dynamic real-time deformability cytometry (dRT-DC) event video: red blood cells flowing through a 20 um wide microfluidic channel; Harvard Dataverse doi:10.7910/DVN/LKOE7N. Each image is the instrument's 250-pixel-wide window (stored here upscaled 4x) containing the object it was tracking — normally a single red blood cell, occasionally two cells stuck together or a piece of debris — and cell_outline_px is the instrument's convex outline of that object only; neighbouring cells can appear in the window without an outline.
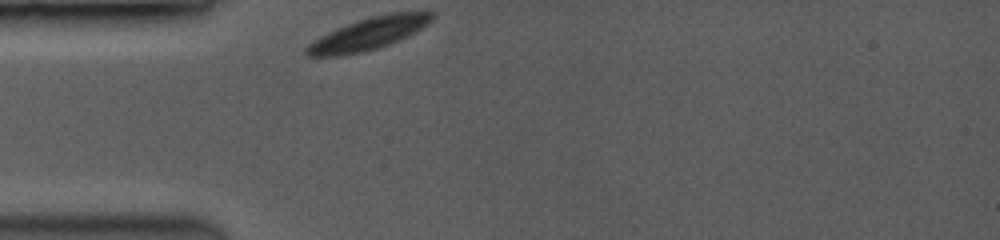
{"species": "common noctule bat (a hibernating species)", "species_latin": "Nyctalus noctula", "temperature_condition": "room temperature", "stored_images_in_passage": 29, "camera_frame_rate_fps": 3500, "um_per_image_px": 0.085, "animal": {"sex": "female", "body_mass_g": 19.0, "forearm_length_mm": 53.3}, "frame": {"image": 1, "passage_image": 1, "time_ms": 0.0, "image_size_px": [1000, 240], "cell_outline_px": [[436, 16], [428, 24], [388, 44], [364, 52], [336, 56], [308, 56], [304, 52], [304, 48], [308, 44], [320, 36], [328, 32], [356, 20], [372, 16], [392, 12], [436, 12]], "centroid_in_image_um": [31.28, 2.86], "position_along_channel_um": 53.7, "area_um2": 23.18}}
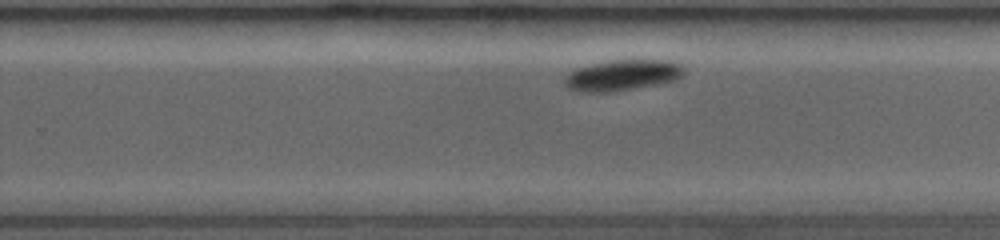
{"frame": {"image": 2, "passage_image": 20, "time_ms": 6.286, "image_size_px": [1000, 240], "cell_outline_px": [[684, 72], [680, 76], [672, 80], [656, 84], [608, 92], [580, 92], [568, 88], [564, 84], [564, 76], [576, 68], [592, 64], [612, 60], [668, 60], [680, 64], [684, 68]], "centroid_in_image_um": [52.84, 6.39], "position_along_channel_um": 277.0, "area_um2": 21.15}}
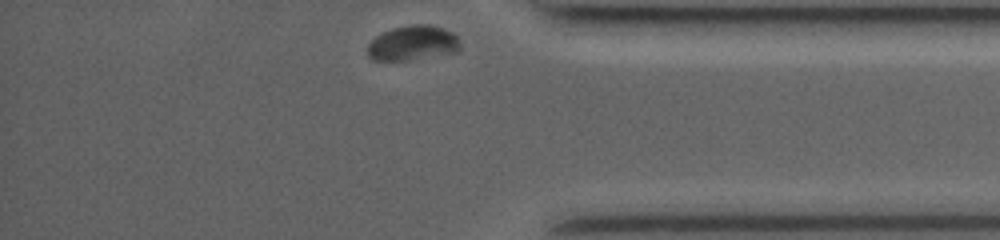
{"frame": {"image": 3, "passage_image": 29, "time_ms": 9.714, "image_size_px": [1000, 240], "cell_outline_px": [[460, 44], [452, 52], [408, 60], [372, 60], [368, 56], [368, 44], [376, 36], [384, 32], [396, 28], [416, 24], [428, 24], [444, 28], [452, 32], [456, 36]], "centroid_in_image_um": [35.05, 3.65], "position_along_channel_um": 400.2, "area_um2": 18.26}, "authors_computed_cell_mechanics": {"area_um2": 22.6576, "velocity_mm_per_s": 3.6809, "shape_relaxation_time_tau1_ms": 0.8699, "shape_relaxation_time_tau2_ms": null, "deformation_change_tau1": 0.0602, "deformation_change_tau2": null}}